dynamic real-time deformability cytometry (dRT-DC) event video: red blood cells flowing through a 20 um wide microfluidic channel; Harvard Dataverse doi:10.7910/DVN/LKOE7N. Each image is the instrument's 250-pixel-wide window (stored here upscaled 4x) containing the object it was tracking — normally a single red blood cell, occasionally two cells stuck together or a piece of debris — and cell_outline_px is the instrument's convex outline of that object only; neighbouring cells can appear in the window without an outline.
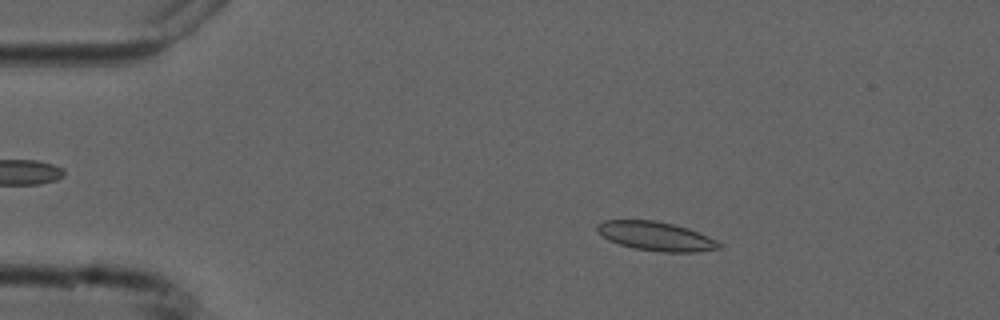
{"species": "common noctule bat (a hibernating species)", "species_latin": "Nyctalus noctula", "temperature_condition": "cold", "stored_images_in_passage": 3, "camera_frame_rate_fps": 3000, "um_per_image_px": 0.085, "animal": {"sex": "male", "forearm_length_mm": 52.5}, "frame": {"image": 1, "passage_image": 2, "time_ms": 1.0, "image_size_px": [1000, 320], "cell_outline_px": [[724, 244], [720, 248], [696, 252], [660, 252], [632, 248], [608, 240], [596, 232], [596, 224], [604, 220], [656, 220], [688, 228], [708, 236]], "centroid_in_image_um": [55.74, 20.08], "position_along_channel_um": 29.3, "area_um2": 20.81}}